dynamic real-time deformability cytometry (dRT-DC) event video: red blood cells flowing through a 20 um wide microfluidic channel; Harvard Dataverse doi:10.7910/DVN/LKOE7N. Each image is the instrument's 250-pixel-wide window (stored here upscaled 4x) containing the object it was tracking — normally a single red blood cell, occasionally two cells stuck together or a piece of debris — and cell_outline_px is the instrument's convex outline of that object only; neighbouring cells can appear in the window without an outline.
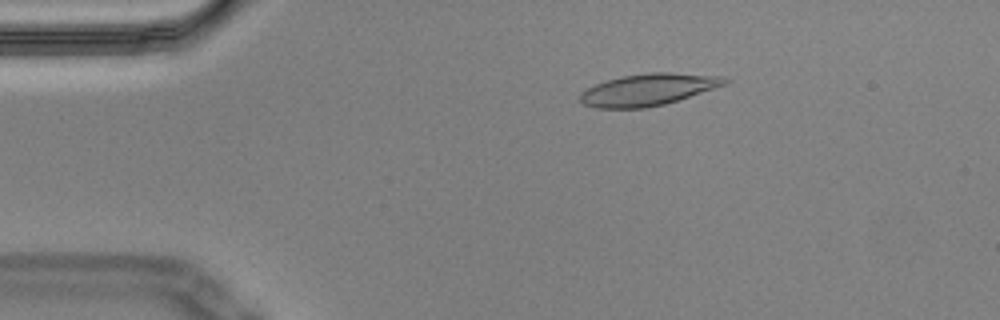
{"species": "Egyptian fruit bat (a non-hibernating species)", "species_latin": "Rousettus aegyptiacus", "temperature_condition": "cold", "stored_images_in_passage": 50, "camera_frame_rate_fps": 3000, "um_per_image_px": 0.085, "animal": {"sex": "male"}, "frame": {"image": 1, "passage_image": 4, "time_ms": 1.0, "image_size_px": [1000, 320], "cell_outline_px": [[732, 80], [728, 84], [664, 104], [644, 108], [596, 108], [584, 104], [580, 100], [580, 92], [596, 84], [608, 80], [624, 76], [648, 72], [668, 72], [724, 76]], "centroid_in_image_um": [55.14, 7.61], "position_along_channel_um": 29.9, "area_um2": 26.76}}
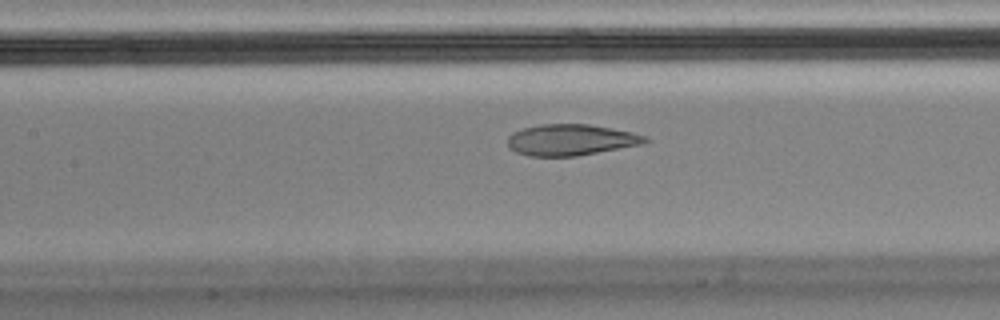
{"frame": {"image": 2, "passage_image": 19, "time_ms": 6.0, "image_size_px": [1000, 320], "cell_outline_px": [[652, 140], [644, 144], [576, 156], [528, 156], [516, 152], [508, 148], [508, 136], [512, 132], [524, 128], [540, 124], [588, 124], [612, 128], [632, 132], [644, 136]], "centroid_in_image_um": [48.52, 11.89], "position_along_channel_um": 158.9, "area_um2": 25.09}}
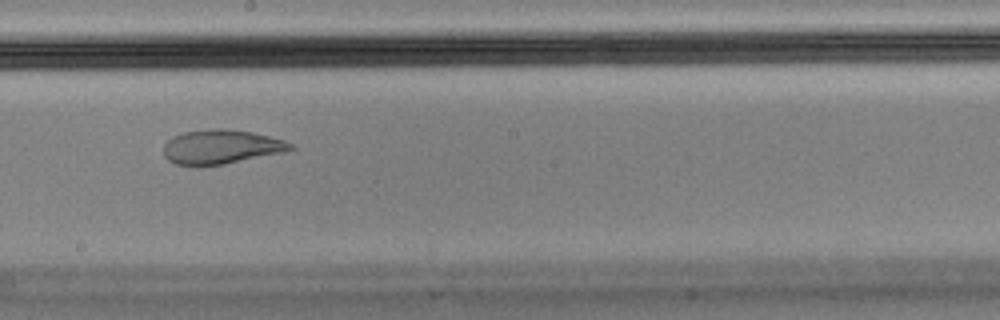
{"frame": {"image": 3, "passage_image": 25, "time_ms": 8.0, "image_size_px": [1000, 320], "cell_outline_px": [[296, 148], [284, 152], [224, 164], [200, 168], [196, 168], [176, 164], [168, 160], [164, 156], [164, 144], [172, 136], [184, 132], [212, 128], [224, 128], [252, 132], [284, 140], [292, 144]], "centroid_in_image_um": [18.75, 12.5], "position_along_channel_um": 229.4, "area_um2": 25.78}}